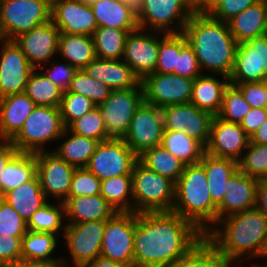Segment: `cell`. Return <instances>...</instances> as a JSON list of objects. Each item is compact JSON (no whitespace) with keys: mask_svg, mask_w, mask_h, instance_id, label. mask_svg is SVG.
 <instances>
[{"mask_svg":"<svg viewBox=\"0 0 267 267\" xmlns=\"http://www.w3.org/2000/svg\"><path fill=\"white\" fill-rule=\"evenodd\" d=\"M204 237L190 221L170 212L136 213L134 267H171Z\"/></svg>","mask_w":267,"mask_h":267,"instance_id":"cell-1","label":"cell"},{"mask_svg":"<svg viewBox=\"0 0 267 267\" xmlns=\"http://www.w3.org/2000/svg\"><path fill=\"white\" fill-rule=\"evenodd\" d=\"M204 236L234 266H245L264 255L267 217L256 207L234 213L218 220Z\"/></svg>","mask_w":267,"mask_h":267,"instance_id":"cell-2","label":"cell"},{"mask_svg":"<svg viewBox=\"0 0 267 267\" xmlns=\"http://www.w3.org/2000/svg\"><path fill=\"white\" fill-rule=\"evenodd\" d=\"M182 34L192 47L203 74L231 76L238 43L227 22L214 19L208 13L194 12Z\"/></svg>","mask_w":267,"mask_h":267,"instance_id":"cell-3","label":"cell"},{"mask_svg":"<svg viewBox=\"0 0 267 267\" xmlns=\"http://www.w3.org/2000/svg\"><path fill=\"white\" fill-rule=\"evenodd\" d=\"M172 212L190 221L204 235L217 222V206L209 193L207 176L200 163L185 165L175 183Z\"/></svg>","mask_w":267,"mask_h":267,"instance_id":"cell-4","label":"cell"},{"mask_svg":"<svg viewBox=\"0 0 267 267\" xmlns=\"http://www.w3.org/2000/svg\"><path fill=\"white\" fill-rule=\"evenodd\" d=\"M133 212H170L175 201V183L149 170L139 161L132 169Z\"/></svg>","mask_w":267,"mask_h":267,"instance_id":"cell-5","label":"cell"},{"mask_svg":"<svg viewBox=\"0 0 267 267\" xmlns=\"http://www.w3.org/2000/svg\"><path fill=\"white\" fill-rule=\"evenodd\" d=\"M64 130L59 108L36 106L11 142L18 152H47V145L57 142Z\"/></svg>","mask_w":267,"mask_h":267,"instance_id":"cell-6","label":"cell"},{"mask_svg":"<svg viewBox=\"0 0 267 267\" xmlns=\"http://www.w3.org/2000/svg\"><path fill=\"white\" fill-rule=\"evenodd\" d=\"M105 227L106 220L66 223L62 239L70 258L62 255L61 267H87L100 256Z\"/></svg>","mask_w":267,"mask_h":267,"instance_id":"cell-7","label":"cell"},{"mask_svg":"<svg viewBox=\"0 0 267 267\" xmlns=\"http://www.w3.org/2000/svg\"><path fill=\"white\" fill-rule=\"evenodd\" d=\"M51 20V0H1L0 39L13 40Z\"/></svg>","mask_w":267,"mask_h":267,"instance_id":"cell-8","label":"cell"},{"mask_svg":"<svg viewBox=\"0 0 267 267\" xmlns=\"http://www.w3.org/2000/svg\"><path fill=\"white\" fill-rule=\"evenodd\" d=\"M194 12L188 0H144L138 26L154 32L179 34Z\"/></svg>","mask_w":267,"mask_h":267,"instance_id":"cell-9","label":"cell"},{"mask_svg":"<svg viewBox=\"0 0 267 267\" xmlns=\"http://www.w3.org/2000/svg\"><path fill=\"white\" fill-rule=\"evenodd\" d=\"M143 101L144 91L141 83L136 88L111 90L108 98L98 105L109 138L125 137L134 112Z\"/></svg>","mask_w":267,"mask_h":267,"instance_id":"cell-10","label":"cell"},{"mask_svg":"<svg viewBox=\"0 0 267 267\" xmlns=\"http://www.w3.org/2000/svg\"><path fill=\"white\" fill-rule=\"evenodd\" d=\"M135 212H116L106 220L100 256L133 266Z\"/></svg>","mask_w":267,"mask_h":267,"instance_id":"cell-11","label":"cell"},{"mask_svg":"<svg viewBox=\"0 0 267 267\" xmlns=\"http://www.w3.org/2000/svg\"><path fill=\"white\" fill-rule=\"evenodd\" d=\"M138 156L123 139H107L100 142L89 159L86 168L101 181L119 175H132Z\"/></svg>","mask_w":267,"mask_h":267,"instance_id":"cell-12","label":"cell"},{"mask_svg":"<svg viewBox=\"0 0 267 267\" xmlns=\"http://www.w3.org/2000/svg\"><path fill=\"white\" fill-rule=\"evenodd\" d=\"M163 133L161 108L143 101L134 112L123 140L137 156H140L144 151L161 145Z\"/></svg>","mask_w":267,"mask_h":267,"instance_id":"cell-13","label":"cell"},{"mask_svg":"<svg viewBox=\"0 0 267 267\" xmlns=\"http://www.w3.org/2000/svg\"><path fill=\"white\" fill-rule=\"evenodd\" d=\"M165 35L166 33L142 28L129 32L122 60L141 81L147 75L156 72L159 43Z\"/></svg>","mask_w":267,"mask_h":267,"instance_id":"cell-14","label":"cell"},{"mask_svg":"<svg viewBox=\"0 0 267 267\" xmlns=\"http://www.w3.org/2000/svg\"><path fill=\"white\" fill-rule=\"evenodd\" d=\"M144 101L158 108L190 103L194 79L175 74L152 73L141 81Z\"/></svg>","mask_w":267,"mask_h":267,"instance_id":"cell-15","label":"cell"},{"mask_svg":"<svg viewBox=\"0 0 267 267\" xmlns=\"http://www.w3.org/2000/svg\"><path fill=\"white\" fill-rule=\"evenodd\" d=\"M164 131H184L199 141L208 144L214 115L198 109L192 103L173 104L161 108Z\"/></svg>","mask_w":267,"mask_h":267,"instance_id":"cell-16","label":"cell"},{"mask_svg":"<svg viewBox=\"0 0 267 267\" xmlns=\"http://www.w3.org/2000/svg\"><path fill=\"white\" fill-rule=\"evenodd\" d=\"M267 79V34L237 44L231 84L261 82Z\"/></svg>","mask_w":267,"mask_h":267,"instance_id":"cell-17","label":"cell"},{"mask_svg":"<svg viewBox=\"0 0 267 267\" xmlns=\"http://www.w3.org/2000/svg\"><path fill=\"white\" fill-rule=\"evenodd\" d=\"M37 176L48 201L64 202L70 191L74 166L52 151L35 153ZM52 198V199H51Z\"/></svg>","mask_w":267,"mask_h":267,"instance_id":"cell-18","label":"cell"},{"mask_svg":"<svg viewBox=\"0 0 267 267\" xmlns=\"http://www.w3.org/2000/svg\"><path fill=\"white\" fill-rule=\"evenodd\" d=\"M34 69L13 40L0 39V98L24 92Z\"/></svg>","mask_w":267,"mask_h":267,"instance_id":"cell-19","label":"cell"},{"mask_svg":"<svg viewBox=\"0 0 267 267\" xmlns=\"http://www.w3.org/2000/svg\"><path fill=\"white\" fill-rule=\"evenodd\" d=\"M59 35V29L50 20L18 35L13 41L22 50L29 63L35 69H39L53 58H57Z\"/></svg>","mask_w":267,"mask_h":267,"instance_id":"cell-20","label":"cell"},{"mask_svg":"<svg viewBox=\"0 0 267 267\" xmlns=\"http://www.w3.org/2000/svg\"><path fill=\"white\" fill-rule=\"evenodd\" d=\"M51 21L66 34L92 37L98 28L90 4L80 0H51Z\"/></svg>","mask_w":267,"mask_h":267,"instance_id":"cell-21","label":"cell"},{"mask_svg":"<svg viewBox=\"0 0 267 267\" xmlns=\"http://www.w3.org/2000/svg\"><path fill=\"white\" fill-rule=\"evenodd\" d=\"M250 137L240 124L230 123L214 116L205 152L215 157L239 161L246 150Z\"/></svg>","mask_w":267,"mask_h":267,"instance_id":"cell-22","label":"cell"},{"mask_svg":"<svg viewBox=\"0 0 267 267\" xmlns=\"http://www.w3.org/2000/svg\"><path fill=\"white\" fill-rule=\"evenodd\" d=\"M258 183V179L237 169L226 182L225 194L217 206V221L234 213L254 208Z\"/></svg>","mask_w":267,"mask_h":267,"instance_id":"cell-23","label":"cell"},{"mask_svg":"<svg viewBox=\"0 0 267 267\" xmlns=\"http://www.w3.org/2000/svg\"><path fill=\"white\" fill-rule=\"evenodd\" d=\"M83 70L91 78L107 85L110 90L136 88L141 83L122 59L105 60L95 57Z\"/></svg>","mask_w":267,"mask_h":267,"instance_id":"cell-24","label":"cell"},{"mask_svg":"<svg viewBox=\"0 0 267 267\" xmlns=\"http://www.w3.org/2000/svg\"><path fill=\"white\" fill-rule=\"evenodd\" d=\"M58 238L56 234L27 230L21 244L22 261L61 267V256L56 252L58 245H62L59 242L63 240Z\"/></svg>","mask_w":267,"mask_h":267,"instance_id":"cell-25","label":"cell"},{"mask_svg":"<svg viewBox=\"0 0 267 267\" xmlns=\"http://www.w3.org/2000/svg\"><path fill=\"white\" fill-rule=\"evenodd\" d=\"M36 106L24 92L0 98V138L12 140Z\"/></svg>","mask_w":267,"mask_h":267,"instance_id":"cell-26","label":"cell"},{"mask_svg":"<svg viewBox=\"0 0 267 267\" xmlns=\"http://www.w3.org/2000/svg\"><path fill=\"white\" fill-rule=\"evenodd\" d=\"M66 223L108 220L116 210L102 195L67 197L63 202Z\"/></svg>","mask_w":267,"mask_h":267,"instance_id":"cell-27","label":"cell"},{"mask_svg":"<svg viewBox=\"0 0 267 267\" xmlns=\"http://www.w3.org/2000/svg\"><path fill=\"white\" fill-rule=\"evenodd\" d=\"M229 83V78L224 75H200L194 80L190 103L198 109L208 111L217 116L222 108L225 88Z\"/></svg>","mask_w":267,"mask_h":267,"instance_id":"cell-28","label":"cell"},{"mask_svg":"<svg viewBox=\"0 0 267 267\" xmlns=\"http://www.w3.org/2000/svg\"><path fill=\"white\" fill-rule=\"evenodd\" d=\"M227 23L237 43L266 35L264 0L257 1Z\"/></svg>","mask_w":267,"mask_h":267,"instance_id":"cell-29","label":"cell"},{"mask_svg":"<svg viewBox=\"0 0 267 267\" xmlns=\"http://www.w3.org/2000/svg\"><path fill=\"white\" fill-rule=\"evenodd\" d=\"M58 141L62 142L58 143L60 145L57 144L56 149L54 147L51 151L75 168L86 167L100 143L95 139L74 134L67 128Z\"/></svg>","mask_w":267,"mask_h":267,"instance_id":"cell-30","label":"cell"},{"mask_svg":"<svg viewBox=\"0 0 267 267\" xmlns=\"http://www.w3.org/2000/svg\"><path fill=\"white\" fill-rule=\"evenodd\" d=\"M97 27H110L124 31L139 28L137 18L121 0H98L90 4Z\"/></svg>","mask_w":267,"mask_h":267,"instance_id":"cell-31","label":"cell"},{"mask_svg":"<svg viewBox=\"0 0 267 267\" xmlns=\"http://www.w3.org/2000/svg\"><path fill=\"white\" fill-rule=\"evenodd\" d=\"M1 198L10 204L26 222L36 210L48 202L37 175L29 182L8 191Z\"/></svg>","mask_w":267,"mask_h":267,"instance_id":"cell-32","label":"cell"},{"mask_svg":"<svg viewBox=\"0 0 267 267\" xmlns=\"http://www.w3.org/2000/svg\"><path fill=\"white\" fill-rule=\"evenodd\" d=\"M199 163L205 170L211 199L218 206L225 194L227 180L238 169V162L228 158L215 157L205 152Z\"/></svg>","mask_w":267,"mask_h":267,"instance_id":"cell-33","label":"cell"},{"mask_svg":"<svg viewBox=\"0 0 267 267\" xmlns=\"http://www.w3.org/2000/svg\"><path fill=\"white\" fill-rule=\"evenodd\" d=\"M37 175L35 153L17 152L3 168L0 176V197L29 182Z\"/></svg>","mask_w":267,"mask_h":267,"instance_id":"cell-34","label":"cell"},{"mask_svg":"<svg viewBox=\"0 0 267 267\" xmlns=\"http://www.w3.org/2000/svg\"><path fill=\"white\" fill-rule=\"evenodd\" d=\"M58 58L62 57L77 70L84 69L95 57L94 42L91 36L60 33Z\"/></svg>","mask_w":267,"mask_h":267,"instance_id":"cell-35","label":"cell"},{"mask_svg":"<svg viewBox=\"0 0 267 267\" xmlns=\"http://www.w3.org/2000/svg\"><path fill=\"white\" fill-rule=\"evenodd\" d=\"M66 226L63 202L48 201L27 222V230L52 233L62 238Z\"/></svg>","mask_w":267,"mask_h":267,"instance_id":"cell-36","label":"cell"},{"mask_svg":"<svg viewBox=\"0 0 267 267\" xmlns=\"http://www.w3.org/2000/svg\"><path fill=\"white\" fill-rule=\"evenodd\" d=\"M138 161L149 170L167 177L174 183L182 174L185 164L166 150L163 145H157L138 156Z\"/></svg>","mask_w":267,"mask_h":267,"instance_id":"cell-37","label":"cell"},{"mask_svg":"<svg viewBox=\"0 0 267 267\" xmlns=\"http://www.w3.org/2000/svg\"><path fill=\"white\" fill-rule=\"evenodd\" d=\"M162 145L185 165L199 163L205 153V147L184 131H164Z\"/></svg>","mask_w":267,"mask_h":267,"instance_id":"cell-38","label":"cell"},{"mask_svg":"<svg viewBox=\"0 0 267 267\" xmlns=\"http://www.w3.org/2000/svg\"><path fill=\"white\" fill-rule=\"evenodd\" d=\"M100 195L116 212H133L132 175H119L102 180Z\"/></svg>","mask_w":267,"mask_h":267,"instance_id":"cell-39","label":"cell"},{"mask_svg":"<svg viewBox=\"0 0 267 267\" xmlns=\"http://www.w3.org/2000/svg\"><path fill=\"white\" fill-rule=\"evenodd\" d=\"M129 32L132 31L98 27L92 35L96 57L105 60H121Z\"/></svg>","mask_w":267,"mask_h":267,"instance_id":"cell-40","label":"cell"},{"mask_svg":"<svg viewBox=\"0 0 267 267\" xmlns=\"http://www.w3.org/2000/svg\"><path fill=\"white\" fill-rule=\"evenodd\" d=\"M171 267H234V265L204 236Z\"/></svg>","mask_w":267,"mask_h":267,"instance_id":"cell-41","label":"cell"},{"mask_svg":"<svg viewBox=\"0 0 267 267\" xmlns=\"http://www.w3.org/2000/svg\"><path fill=\"white\" fill-rule=\"evenodd\" d=\"M24 93L37 105L59 108L63 92L40 69L29 76Z\"/></svg>","mask_w":267,"mask_h":267,"instance_id":"cell-42","label":"cell"},{"mask_svg":"<svg viewBox=\"0 0 267 267\" xmlns=\"http://www.w3.org/2000/svg\"><path fill=\"white\" fill-rule=\"evenodd\" d=\"M238 169L252 178L267 179V144H255L249 141L238 161Z\"/></svg>","mask_w":267,"mask_h":267,"instance_id":"cell-43","label":"cell"},{"mask_svg":"<svg viewBox=\"0 0 267 267\" xmlns=\"http://www.w3.org/2000/svg\"><path fill=\"white\" fill-rule=\"evenodd\" d=\"M186 43L187 40L182 33L166 34L159 43L156 72L173 74L176 70L177 56Z\"/></svg>","mask_w":267,"mask_h":267,"instance_id":"cell-44","label":"cell"},{"mask_svg":"<svg viewBox=\"0 0 267 267\" xmlns=\"http://www.w3.org/2000/svg\"><path fill=\"white\" fill-rule=\"evenodd\" d=\"M251 109L250 104L243 98L241 91L229 83L223 94V103L217 115L224 121L240 124Z\"/></svg>","mask_w":267,"mask_h":267,"instance_id":"cell-45","label":"cell"},{"mask_svg":"<svg viewBox=\"0 0 267 267\" xmlns=\"http://www.w3.org/2000/svg\"><path fill=\"white\" fill-rule=\"evenodd\" d=\"M67 129L74 134L89 137L99 142L110 139L106 134L104 119L98 106L73 121Z\"/></svg>","mask_w":267,"mask_h":267,"instance_id":"cell-46","label":"cell"},{"mask_svg":"<svg viewBox=\"0 0 267 267\" xmlns=\"http://www.w3.org/2000/svg\"><path fill=\"white\" fill-rule=\"evenodd\" d=\"M68 91L88 97L97 106L103 103L111 92L107 85L91 78L83 69L75 72Z\"/></svg>","mask_w":267,"mask_h":267,"instance_id":"cell-47","label":"cell"},{"mask_svg":"<svg viewBox=\"0 0 267 267\" xmlns=\"http://www.w3.org/2000/svg\"><path fill=\"white\" fill-rule=\"evenodd\" d=\"M96 106L91 99L81 94L70 91L63 92L59 109L64 127L67 128L73 121L81 118Z\"/></svg>","mask_w":267,"mask_h":267,"instance_id":"cell-48","label":"cell"},{"mask_svg":"<svg viewBox=\"0 0 267 267\" xmlns=\"http://www.w3.org/2000/svg\"><path fill=\"white\" fill-rule=\"evenodd\" d=\"M101 180L86 167L73 172L68 197L92 196L100 194Z\"/></svg>","mask_w":267,"mask_h":267,"instance_id":"cell-49","label":"cell"},{"mask_svg":"<svg viewBox=\"0 0 267 267\" xmlns=\"http://www.w3.org/2000/svg\"><path fill=\"white\" fill-rule=\"evenodd\" d=\"M26 232L27 222L0 197V235L23 237Z\"/></svg>","mask_w":267,"mask_h":267,"instance_id":"cell-50","label":"cell"},{"mask_svg":"<svg viewBox=\"0 0 267 267\" xmlns=\"http://www.w3.org/2000/svg\"><path fill=\"white\" fill-rule=\"evenodd\" d=\"M39 69L62 92L68 91L71 80L77 71L74 66H71L65 60L59 59L58 61L55 58L49 63L42 65Z\"/></svg>","mask_w":267,"mask_h":267,"instance_id":"cell-51","label":"cell"},{"mask_svg":"<svg viewBox=\"0 0 267 267\" xmlns=\"http://www.w3.org/2000/svg\"><path fill=\"white\" fill-rule=\"evenodd\" d=\"M173 74L194 80L203 74L197 57L188 43L180 49L179 56H177L176 70Z\"/></svg>","mask_w":267,"mask_h":267,"instance_id":"cell-52","label":"cell"},{"mask_svg":"<svg viewBox=\"0 0 267 267\" xmlns=\"http://www.w3.org/2000/svg\"><path fill=\"white\" fill-rule=\"evenodd\" d=\"M257 1L259 0H221L208 14L214 19L228 22Z\"/></svg>","mask_w":267,"mask_h":267,"instance_id":"cell-53","label":"cell"},{"mask_svg":"<svg viewBox=\"0 0 267 267\" xmlns=\"http://www.w3.org/2000/svg\"><path fill=\"white\" fill-rule=\"evenodd\" d=\"M233 85L241 91L243 98L250 104L251 108H267L264 81Z\"/></svg>","mask_w":267,"mask_h":267,"instance_id":"cell-54","label":"cell"},{"mask_svg":"<svg viewBox=\"0 0 267 267\" xmlns=\"http://www.w3.org/2000/svg\"><path fill=\"white\" fill-rule=\"evenodd\" d=\"M22 238L0 235V265L22 261Z\"/></svg>","mask_w":267,"mask_h":267,"instance_id":"cell-55","label":"cell"},{"mask_svg":"<svg viewBox=\"0 0 267 267\" xmlns=\"http://www.w3.org/2000/svg\"><path fill=\"white\" fill-rule=\"evenodd\" d=\"M267 120V108H251L244 116L241 127L246 134L251 137L252 134Z\"/></svg>","mask_w":267,"mask_h":267,"instance_id":"cell-56","label":"cell"},{"mask_svg":"<svg viewBox=\"0 0 267 267\" xmlns=\"http://www.w3.org/2000/svg\"><path fill=\"white\" fill-rule=\"evenodd\" d=\"M17 152L11 140L0 138V176L3 173V168Z\"/></svg>","mask_w":267,"mask_h":267,"instance_id":"cell-57","label":"cell"},{"mask_svg":"<svg viewBox=\"0 0 267 267\" xmlns=\"http://www.w3.org/2000/svg\"><path fill=\"white\" fill-rule=\"evenodd\" d=\"M255 207L267 217V179L259 180Z\"/></svg>","mask_w":267,"mask_h":267,"instance_id":"cell-58","label":"cell"},{"mask_svg":"<svg viewBox=\"0 0 267 267\" xmlns=\"http://www.w3.org/2000/svg\"><path fill=\"white\" fill-rule=\"evenodd\" d=\"M87 267H134V266L125 265L123 263L112 261L111 259H107L102 256H98Z\"/></svg>","mask_w":267,"mask_h":267,"instance_id":"cell-59","label":"cell"},{"mask_svg":"<svg viewBox=\"0 0 267 267\" xmlns=\"http://www.w3.org/2000/svg\"><path fill=\"white\" fill-rule=\"evenodd\" d=\"M250 142L267 144V120L252 134Z\"/></svg>","mask_w":267,"mask_h":267,"instance_id":"cell-60","label":"cell"},{"mask_svg":"<svg viewBox=\"0 0 267 267\" xmlns=\"http://www.w3.org/2000/svg\"><path fill=\"white\" fill-rule=\"evenodd\" d=\"M134 15L137 20L140 18V13L144 5V0H121Z\"/></svg>","mask_w":267,"mask_h":267,"instance_id":"cell-61","label":"cell"},{"mask_svg":"<svg viewBox=\"0 0 267 267\" xmlns=\"http://www.w3.org/2000/svg\"><path fill=\"white\" fill-rule=\"evenodd\" d=\"M221 0H201L194 11L198 13H209Z\"/></svg>","mask_w":267,"mask_h":267,"instance_id":"cell-62","label":"cell"},{"mask_svg":"<svg viewBox=\"0 0 267 267\" xmlns=\"http://www.w3.org/2000/svg\"><path fill=\"white\" fill-rule=\"evenodd\" d=\"M0 267H48L43 264L38 263H32V262H26V261H18V262H12L8 264H2Z\"/></svg>","mask_w":267,"mask_h":267,"instance_id":"cell-63","label":"cell"},{"mask_svg":"<svg viewBox=\"0 0 267 267\" xmlns=\"http://www.w3.org/2000/svg\"><path fill=\"white\" fill-rule=\"evenodd\" d=\"M263 259H265V260H263ZM261 260H263V261H266L267 262V247H266V250H265V252H264V255H263V257H262V259ZM255 263V264H254ZM253 264H252V262H251V264L249 265V266H257V267H267V263L266 264H264V263H257V261L256 262H254Z\"/></svg>","mask_w":267,"mask_h":267,"instance_id":"cell-64","label":"cell"},{"mask_svg":"<svg viewBox=\"0 0 267 267\" xmlns=\"http://www.w3.org/2000/svg\"><path fill=\"white\" fill-rule=\"evenodd\" d=\"M201 0H188V2L195 7Z\"/></svg>","mask_w":267,"mask_h":267,"instance_id":"cell-65","label":"cell"},{"mask_svg":"<svg viewBox=\"0 0 267 267\" xmlns=\"http://www.w3.org/2000/svg\"><path fill=\"white\" fill-rule=\"evenodd\" d=\"M264 5L266 9V34H267V0H264Z\"/></svg>","mask_w":267,"mask_h":267,"instance_id":"cell-66","label":"cell"},{"mask_svg":"<svg viewBox=\"0 0 267 267\" xmlns=\"http://www.w3.org/2000/svg\"><path fill=\"white\" fill-rule=\"evenodd\" d=\"M264 89H265L266 100H267V79L264 80Z\"/></svg>","mask_w":267,"mask_h":267,"instance_id":"cell-67","label":"cell"},{"mask_svg":"<svg viewBox=\"0 0 267 267\" xmlns=\"http://www.w3.org/2000/svg\"><path fill=\"white\" fill-rule=\"evenodd\" d=\"M83 1L85 3L91 4L92 2L98 1V0H80Z\"/></svg>","mask_w":267,"mask_h":267,"instance_id":"cell-68","label":"cell"}]
</instances>
